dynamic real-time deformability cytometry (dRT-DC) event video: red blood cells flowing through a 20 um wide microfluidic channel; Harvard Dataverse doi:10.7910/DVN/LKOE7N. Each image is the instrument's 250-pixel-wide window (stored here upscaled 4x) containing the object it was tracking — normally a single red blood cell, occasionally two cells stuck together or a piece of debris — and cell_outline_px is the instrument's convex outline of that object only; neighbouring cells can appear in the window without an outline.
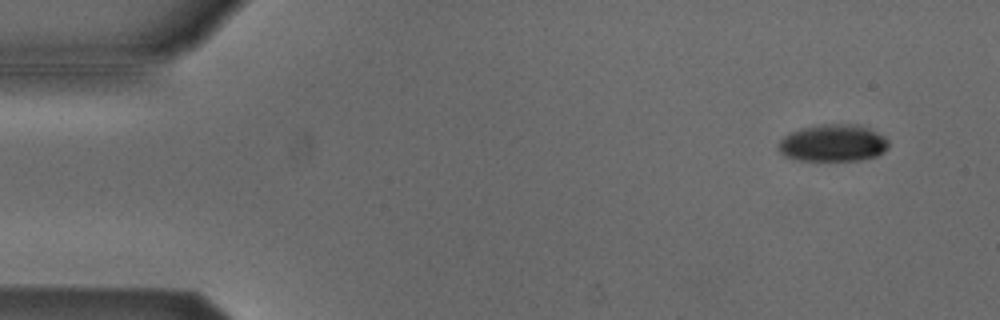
{"species": "Egyptian fruit bat (a non-hibernating species)", "species_latin": "Rousettus aegyptiacus", "temperature_condition": "cold", "stored_images_in_passage": 52, "camera_frame_rate_fps": 3000, "um_per_image_px": 0.085, "animal": {"sex": "male"}, "frame": {"image": 1, "passage_image": 2, "time_ms": 0.333, "image_size_px": [1000, 320], "cell_outline_px": [[888, 148], [884, 152], [876, 156], [860, 160], [796, 160], [784, 156], [776, 148], [776, 144], [784, 136], [800, 128], [824, 124], [860, 124], [884, 136], [888, 140]], "centroid_in_image_um": [70.78, 12.16], "position_along_channel_um": 14.2, "area_um2": 23.99}}
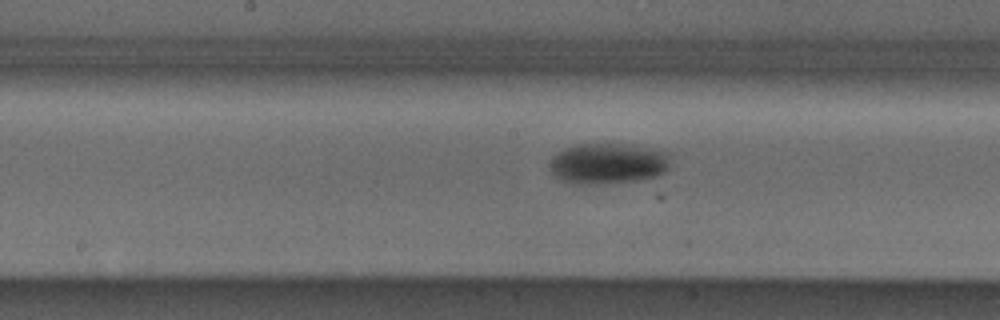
{"frame": {"image": 2, "passage_image": 25, "time_ms": 8.0, "image_size_px": [1000, 320], "cell_outline_px": [[668, 168], [664, 172], [656, 176], [636, 180], [596, 184], [572, 184], [560, 180], [548, 168], [548, 164], [552, 156], [564, 148], [576, 144], [620, 144], [668, 152]], "centroid_in_image_um": [51.58, 13.91], "position_along_channel_um": 196.6, "area_um2": 28.5}}
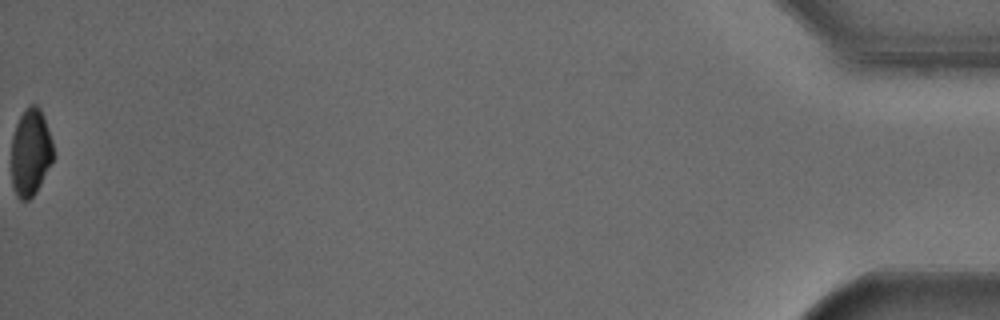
{"frame": {"image": 3, "passage_image": 52, "time_ms": 17.0, "image_size_px": [1000, 320], "cell_outline_px": [[56, 156], [36, 192], [28, 200], [20, 200], [16, 196], [12, 184], [12, 136], [16, 124], [24, 108], [28, 104], [36, 104], [40, 108], [44, 116], [52, 140]], "centroid_in_image_um": [2.62, 12.93], "position_along_channel_um": 432.6, "area_um2": 21.73}, "authors_computed_cell_mechanics": {"area_um2": 26.0967, "velocity_mm_per_s": 3.8143, "shape_relaxation_time_tau1_ms": 3.8233, "shape_relaxation_time_tau2_ms": null, "deformation_change_tau1": 0.0948, "deformation_change_tau2": null}}